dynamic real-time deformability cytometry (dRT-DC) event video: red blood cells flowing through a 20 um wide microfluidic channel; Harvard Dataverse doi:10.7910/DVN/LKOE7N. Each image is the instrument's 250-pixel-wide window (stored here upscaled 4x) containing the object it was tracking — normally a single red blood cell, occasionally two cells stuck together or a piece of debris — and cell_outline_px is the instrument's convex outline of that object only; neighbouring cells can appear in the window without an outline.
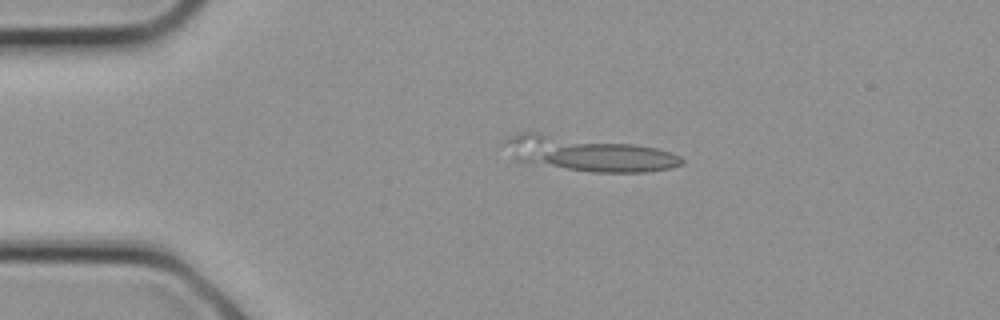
{"species": "common noctule bat (a hibernating species)", "species_latin": "Nyctalus noctula", "temperature_condition": "cold", "stored_images_in_passage": 5, "camera_frame_rate_fps": 3000, "um_per_image_px": 0.085, "animal": {"sex": "female", "body_mass_g": 21.9}, "frame": {"image": 1, "passage_image": 1, "time_ms": 0.0, "image_size_px": [1000, 320], "cell_outline_px": [[684, 164], [668, 168], [644, 172], [592, 172], [516, 160], [500, 144], [504, 140], [512, 136], [524, 132], [536, 132], [632, 144], [656, 148], [680, 156], [684, 160]], "centroid_in_image_um": [49.97, 13.06], "position_along_channel_um": 35.0, "area_um2": 34.91}}
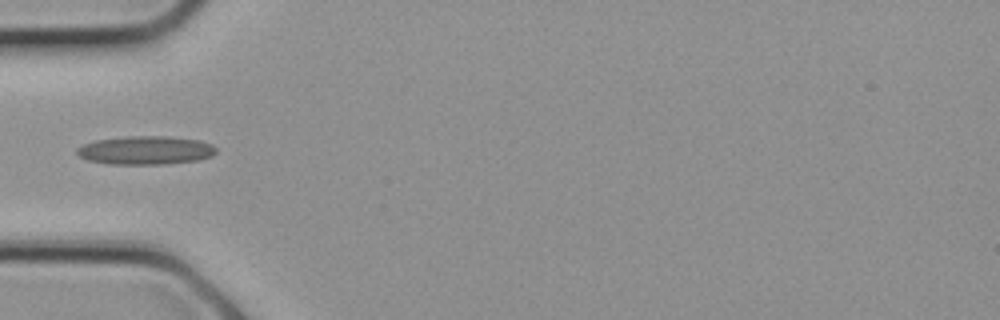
{"frame": {"image": 2, "passage_image": 4, "time_ms": 1.0, "image_size_px": [1000, 320], "cell_outline_px": [[216, 152], [212, 156], [196, 160], [164, 164], [112, 164], [88, 160], [80, 156], [76, 152], [76, 148], [84, 144], [96, 140], [128, 136], [164, 136], [200, 140], [212, 144], [216, 148]], "centroid_in_image_um": [12.38, 12.77], "position_along_channel_um": 72.6, "area_um2": 23.0}}